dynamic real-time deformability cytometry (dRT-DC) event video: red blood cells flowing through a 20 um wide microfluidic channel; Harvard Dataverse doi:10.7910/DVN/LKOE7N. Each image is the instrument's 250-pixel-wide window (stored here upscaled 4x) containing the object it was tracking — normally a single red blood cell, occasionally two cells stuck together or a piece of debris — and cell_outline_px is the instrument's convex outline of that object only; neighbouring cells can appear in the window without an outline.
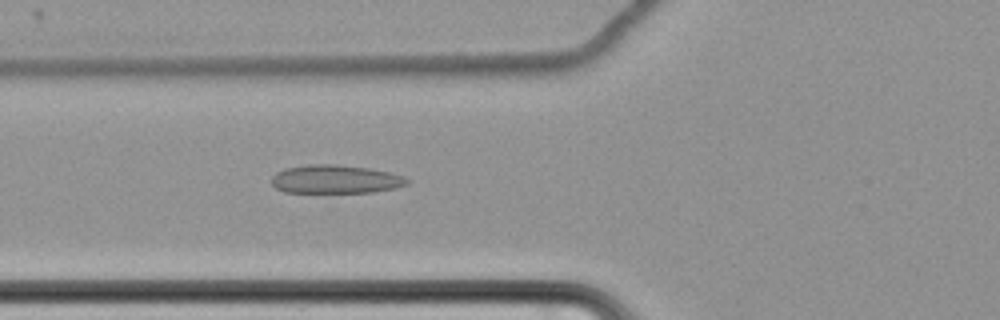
{"species": "common noctule bat (a hibernating species)", "species_latin": "Nyctalus noctula", "temperature_condition": "cold", "stored_images_in_passage": 23, "camera_frame_rate_fps": 3000, "um_per_image_px": 0.085, "animal": {"sex": "female", "body_mass_g": 22.7, "forearm_length_mm": 54.2}, "frame": {"image": 1, "passage_image": 5, "time_ms": 1.333, "image_size_px": [1000, 320], "cell_outline_px": [[408, 184], [396, 188], [372, 192], [284, 192], [276, 188], [272, 184], [272, 176], [276, 172], [284, 168], [308, 164], [336, 164], [368, 168], [388, 172], [404, 176], [408, 180]], "centroid_in_image_um": [28.49, 15.23], "position_along_channel_um": 97.3, "area_um2": 22.48}}
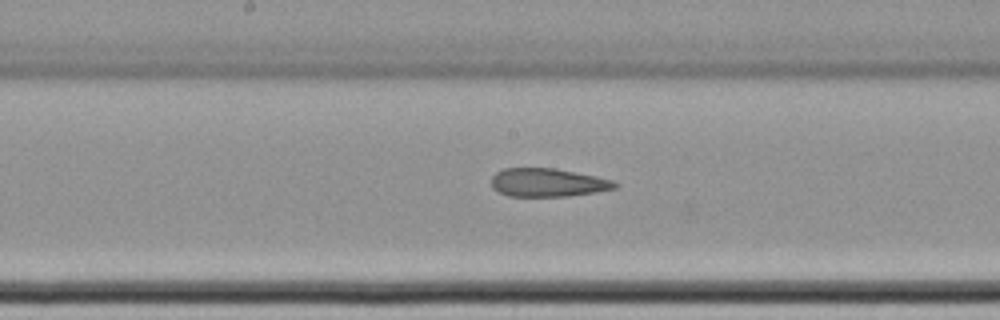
{"frame": {"image": 2, "passage_image": 14, "time_ms": 4.333, "image_size_px": [1000, 320], "cell_outline_px": [[620, 184], [616, 188], [596, 192], [568, 196], [508, 196], [492, 188], [492, 176], [496, 172], [504, 168], [556, 168], [596, 176], [612, 180]], "centroid_in_image_um": [46.57, 15.51], "position_along_channel_um": 201.6, "area_um2": 20.46}}
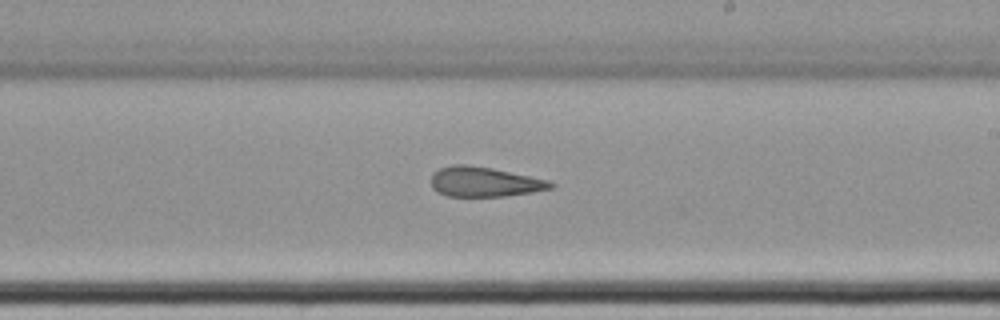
{"frame": {"image": 3, "passage_image": 18, "time_ms": 5.667, "image_size_px": [1000, 320], "cell_outline_px": [[556, 184], [552, 188], [532, 192], [504, 196], [448, 196], [436, 192], [432, 188], [432, 172], [440, 168], [452, 164], [464, 164], [492, 168], [548, 180]], "centroid_in_image_um": [41.14, 15.45], "position_along_channel_um": 247.9, "area_um2": 20.75}}